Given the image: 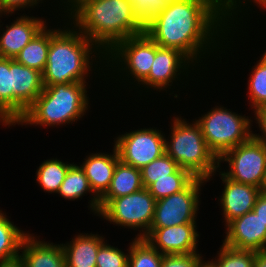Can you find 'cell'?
<instances>
[{"instance_id": "cell-6", "label": "cell", "mask_w": 266, "mask_h": 267, "mask_svg": "<svg viewBox=\"0 0 266 267\" xmlns=\"http://www.w3.org/2000/svg\"><path fill=\"white\" fill-rule=\"evenodd\" d=\"M195 122L200 126L208 148L219 159L226 151L246 142L252 135L253 119L226 107L215 106Z\"/></svg>"}, {"instance_id": "cell-29", "label": "cell", "mask_w": 266, "mask_h": 267, "mask_svg": "<svg viewBox=\"0 0 266 267\" xmlns=\"http://www.w3.org/2000/svg\"><path fill=\"white\" fill-rule=\"evenodd\" d=\"M127 249L129 267H161L163 254L143 238H133Z\"/></svg>"}, {"instance_id": "cell-12", "label": "cell", "mask_w": 266, "mask_h": 267, "mask_svg": "<svg viewBox=\"0 0 266 267\" xmlns=\"http://www.w3.org/2000/svg\"><path fill=\"white\" fill-rule=\"evenodd\" d=\"M191 65L194 66L179 50L160 47L156 44L155 60L149 75L138 86L143 85L142 87L147 88V90L151 88L150 90L153 89L154 91H166L167 88L171 89L173 82L181 80L182 74L188 77L190 68L194 71L195 67Z\"/></svg>"}, {"instance_id": "cell-15", "label": "cell", "mask_w": 266, "mask_h": 267, "mask_svg": "<svg viewBox=\"0 0 266 267\" xmlns=\"http://www.w3.org/2000/svg\"><path fill=\"white\" fill-rule=\"evenodd\" d=\"M225 229L223 244L238 250L266 251V225L254 211L234 219Z\"/></svg>"}, {"instance_id": "cell-38", "label": "cell", "mask_w": 266, "mask_h": 267, "mask_svg": "<svg viewBox=\"0 0 266 267\" xmlns=\"http://www.w3.org/2000/svg\"><path fill=\"white\" fill-rule=\"evenodd\" d=\"M253 211L259 215L260 220L266 225V192L261 191L258 195Z\"/></svg>"}, {"instance_id": "cell-3", "label": "cell", "mask_w": 266, "mask_h": 267, "mask_svg": "<svg viewBox=\"0 0 266 267\" xmlns=\"http://www.w3.org/2000/svg\"><path fill=\"white\" fill-rule=\"evenodd\" d=\"M66 26L50 28V47L42 72L44 86L86 82L88 76L90 78L88 74L94 70V60L97 64L102 61L104 68L105 54L70 22H66Z\"/></svg>"}, {"instance_id": "cell-22", "label": "cell", "mask_w": 266, "mask_h": 267, "mask_svg": "<svg viewBox=\"0 0 266 267\" xmlns=\"http://www.w3.org/2000/svg\"><path fill=\"white\" fill-rule=\"evenodd\" d=\"M88 192L90 194L92 193V198H90L91 200L88 202V207H90L89 209H91L95 215H98L99 198L91 190L88 178L85 176L83 169L80 165L74 164L73 162V164L69 167L57 194L61 195L65 200L75 201Z\"/></svg>"}, {"instance_id": "cell-16", "label": "cell", "mask_w": 266, "mask_h": 267, "mask_svg": "<svg viewBox=\"0 0 266 267\" xmlns=\"http://www.w3.org/2000/svg\"><path fill=\"white\" fill-rule=\"evenodd\" d=\"M224 189L219 197L226 227L234 219L253 211L256 199L261 189L253 185L235 182L227 178L222 171H218Z\"/></svg>"}, {"instance_id": "cell-24", "label": "cell", "mask_w": 266, "mask_h": 267, "mask_svg": "<svg viewBox=\"0 0 266 267\" xmlns=\"http://www.w3.org/2000/svg\"><path fill=\"white\" fill-rule=\"evenodd\" d=\"M7 217L0 210V262L18 257L23 240L29 234V231L26 233L21 230Z\"/></svg>"}, {"instance_id": "cell-37", "label": "cell", "mask_w": 266, "mask_h": 267, "mask_svg": "<svg viewBox=\"0 0 266 267\" xmlns=\"http://www.w3.org/2000/svg\"><path fill=\"white\" fill-rule=\"evenodd\" d=\"M253 118L255 120V123L258 124L259 130H260L259 132H261V134L253 133V135L258 140L266 143V106L257 109L254 112Z\"/></svg>"}, {"instance_id": "cell-44", "label": "cell", "mask_w": 266, "mask_h": 267, "mask_svg": "<svg viewBox=\"0 0 266 267\" xmlns=\"http://www.w3.org/2000/svg\"><path fill=\"white\" fill-rule=\"evenodd\" d=\"M200 267H211L205 260V262Z\"/></svg>"}, {"instance_id": "cell-13", "label": "cell", "mask_w": 266, "mask_h": 267, "mask_svg": "<svg viewBox=\"0 0 266 267\" xmlns=\"http://www.w3.org/2000/svg\"><path fill=\"white\" fill-rule=\"evenodd\" d=\"M197 223H186L165 228H150L145 239L161 254H191L198 252Z\"/></svg>"}, {"instance_id": "cell-18", "label": "cell", "mask_w": 266, "mask_h": 267, "mask_svg": "<svg viewBox=\"0 0 266 267\" xmlns=\"http://www.w3.org/2000/svg\"><path fill=\"white\" fill-rule=\"evenodd\" d=\"M110 153H91L85 158L80 167L93 193L100 199L109 189L114 169L120 160L116 147Z\"/></svg>"}, {"instance_id": "cell-28", "label": "cell", "mask_w": 266, "mask_h": 267, "mask_svg": "<svg viewBox=\"0 0 266 267\" xmlns=\"http://www.w3.org/2000/svg\"><path fill=\"white\" fill-rule=\"evenodd\" d=\"M195 178L190 171L179 167L171 178L156 179L147 189L157 201L184 190Z\"/></svg>"}, {"instance_id": "cell-26", "label": "cell", "mask_w": 266, "mask_h": 267, "mask_svg": "<svg viewBox=\"0 0 266 267\" xmlns=\"http://www.w3.org/2000/svg\"><path fill=\"white\" fill-rule=\"evenodd\" d=\"M0 123L13 125V89L10 58L0 57Z\"/></svg>"}, {"instance_id": "cell-43", "label": "cell", "mask_w": 266, "mask_h": 267, "mask_svg": "<svg viewBox=\"0 0 266 267\" xmlns=\"http://www.w3.org/2000/svg\"><path fill=\"white\" fill-rule=\"evenodd\" d=\"M3 15H5V16H9V14H6V13L3 11L2 4H1V0H0V17H2Z\"/></svg>"}, {"instance_id": "cell-4", "label": "cell", "mask_w": 266, "mask_h": 267, "mask_svg": "<svg viewBox=\"0 0 266 267\" xmlns=\"http://www.w3.org/2000/svg\"><path fill=\"white\" fill-rule=\"evenodd\" d=\"M87 86L88 82L44 86L42 93L16 124L45 128L77 122L89 107Z\"/></svg>"}, {"instance_id": "cell-2", "label": "cell", "mask_w": 266, "mask_h": 267, "mask_svg": "<svg viewBox=\"0 0 266 267\" xmlns=\"http://www.w3.org/2000/svg\"><path fill=\"white\" fill-rule=\"evenodd\" d=\"M68 19L105 55L117 43L145 31L130 0H86Z\"/></svg>"}, {"instance_id": "cell-32", "label": "cell", "mask_w": 266, "mask_h": 267, "mask_svg": "<svg viewBox=\"0 0 266 267\" xmlns=\"http://www.w3.org/2000/svg\"><path fill=\"white\" fill-rule=\"evenodd\" d=\"M248 1H250L251 4L252 2H254V5L258 6V8L261 7L263 10L266 9V0H215V4L220 18L229 28H232L231 26L235 27V24L232 23H234V20L237 19L236 17H238V14H240L241 12L246 13L243 9H245L244 6L245 4H248L246 3ZM242 4L244 6H242Z\"/></svg>"}, {"instance_id": "cell-20", "label": "cell", "mask_w": 266, "mask_h": 267, "mask_svg": "<svg viewBox=\"0 0 266 267\" xmlns=\"http://www.w3.org/2000/svg\"><path fill=\"white\" fill-rule=\"evenodd\" d=\"M104 241L105 238L98 233H80L70 243H62L66 267H96L97 253Z\"/></svg>"}, {"instance_id": "cell-39", "label": "cell", "mask_w": 266, "mask_h": 267, "mask_svg": "<svg viewBox=\"0 0 266 267\" xmlns=\"http://www.w3.org/2000/svg\"><path fill=\"white\" fill-rule=\"evenodd\" d=\"M63 1V2H62ZM84 1L86 0H60V2H62L60 5L62 6L63 4V8H64V12L65 14L67 13V17L69 16V14H71L78 6H80ZM66 5V6H65ZM67 7V10L66 8Z\"/></svg>"}, {"instance_id": "cell-41", "label": "cell", "mask_w": 266, "mask_h": 267, "mask_svg": "<svg viewBox=\"0 0 266 267\" xmlns=\"http://www.w3.org/2000/svg\"><path fill=\"white\" fill-rule=\"evenodd\" d=\"M254 267H266V251L255 252Z\"/></svg>"}, {"instance_id": "cell-30", "label": "cell", "mask_w": 266, "mask_h": 267, "mask_svg": "<svg viewBox=\"0 0 266 267\" xmlns=\"http://www.w3.org/2000/svg\"><path fill=\"white\" fill-rule=\"evenodd\" d=\"M215 259L206 261L211 267H254L255 251L238 250L225 244Z\"/></svg>"}, {"instance_id": "cell-5", "label": "cell", "mask_w": 266, "mask_h": 267, "mask_svg": "<svg viewBox=\"0 0 266 267\" xmlns=\"http://www.w3.org/2000/svg\"><path fill=\"white\" fill-rule=\"evenodd\" d=\"M173 118L170 138H165V152L180 168L187 169L197 178L209 181L221 168L218 158L208 148L200 126L181 116Z\"/></svg>"}, {"instance_id": "cell-35", "label": "cell", "mask_w": 266, "mask_h": 267, "mask_svg": "<svg viewBox=\"0 0 266 267\" xmlns=\"http://www.w3.org/2000/svg\"><path fill=\"white\" fill-rule=\"evenodd\" d=\"M134 15L145 26L160 10L162 5L158 0H130Z\"/></svg>"}, {"instance_id": "cell-27", "label": "cell", "mask_w": 266, "mask_h": 267, "mask_svg": "<svg viewBox=\"0 0 266 267\" xmlns=\"http://www.w3.org/2000/svg\"><path fill=\"white\" fill-rule=\"evenodd\" d=\"M249 74L247 96L250 99V107L255 112L257 109L266 106V51L251 68Z\"/></svg>"}, {"instance_id": "cell-21", "label": "cell", "mask_w": 266, "mask_h": 267, "mask_svg": "<svg viewBox=\"0 0 266 267\" xmlns=\"http://www.w3.org/2000/svg\"><path fill=\"white\" fill-rule=\"evenodd\" d=\"M143 188L141 171L131 165L117 162L111 184L107 192L99 199V212L113 199L137 192Z\"/></svg>"}, {"instance_id": "cell-1", "label": "cell", "mask_w": 266, "mask_h": 267, "mask_svg": "<svg viewBox=\"0 0 266 267\" xmlns=\"http://www.w3.org/2000/svg\"><path fill=\"white\" fill-rule=\"evenodd\" d=\"M231 30L220 18L215 0H178L162 5L144 32L160 47L179 50L197 67L203 57L222 47Z\"/></svg>"}, {"instance_id": "cell-33", "label": "cell", "mask_w": 266, "mask_h": 267, "mask_svg": "<svg viewBox=\"0 0 266 267\" xmlns=\"http://www.w3.org/2000/svg\"><path fill=\"white\" fill-rule=\"evenodd\" d=\"M128 253L115 246L103 242L97 253L96 267H126L128 265Z\"/></svg>"}, {"instance_id": "cell-23", "label": "cell", "mask_w": 266, "mask_h": 267, "mask_svg": "<svg viewBox=\"0 0 266 267\" xmlns=\"http://www.w3.org/2000/svg\"><path fill=\"white\" fill-rule=\"evenodd\" d=\"M47 27L46 25L15 58L18 63L41 73L45 69L50 47V28Z\"/></svg>"}, {"instance_id": "cell-31", "label": "cell", "mask_w": 266, "mask_h": 267, "mask_svg": "<svg viewBox=\"0 0 266 267\" xmlns=\"http://www.w3.org/2000/svg\"><path fill=\"white\" fill-rule=\"evenodd\" d=\"M178 168V164L165 152L140 169L143 187L148 188L156 179L171 178Z\"/></svg>"}, {"instance_id": "cell-19", "label": "cell", "mask_w": 266, "mask_h": 267, "mask_svg": "<svg viewBox=\"0 0 266 267\" xmlns=\"http://www.w3.org/2000/svg\"><path fill=\"white\" fill-rule=\"evenodd\" d=\"M20 257L25 267H66L64 250L60 244L37 240L28 234L22 243Z\"/></svg>"}, {"instance_id": "cell-14", "label": "cell", "mask_w": 266, "mask_h": 267, "mask_svg": "<svg viewBox=\"0 0 266 267\" xmlns=\"http://www.w3.org/2000/svg\"><path fill=\"white\" fill-rule=\"evenodd\" d=\"M13 89V126L44 89L42 73L10 58Z\"/></svg>"}, {"instance_id": "cell-8", "label": "cell", "mask_w": 266, "mask_h": 267, "mask_svg": "<svg viewBox=\"0 0 266 267\" xmlns=\"http://www.w3.org/2000/svg\"><path fill=\"white\" fill-rule=\"evenodd\" d=\"M228 169L222 173L229 179L253 185L263 191L266 180V143L252 135L246 142L226 151L219 159Z\"/></svg>"}, {"instance_id": "cell-34", "label": "cell", "mask_w": 266, "mask_h": 267, "mask_svg": "<svg viewBox=\"0 0 266 267\" xmlns=\"http://www.w3.org/2000/svg\"><path fill=\"white\" fill-rule=\"evenodd\" d=\"M199 252L191 254H165L161 267H200L205 261Z\"/></svg>"}, {"instance_id": "cell-25", "label": "cell", "mask_w": 266, "mask_h": 267, "mask_svg": "<svg viewBox=\"0 0 266 267\" xmlns=\"http://www.w3.org/2000/svg\"><path fill=\"white\" fill-rule=\"evenodd\" d=\"M72 164L57 158L47 159L38 167L35 179L45 192L57 193Z\"/></svg>"}, {"instance_id": "cell-42", "label": "cell", "mask_w": 266, "mask_h": 267, "mask_svg": "<svg viewBox=\"0 0 266 267\" xmlns=\"http://www.w3.org/2000/svg\"><path fill=\"white\" fill-rule=\"evenodd\" d=\"M158 1L160 2L161 5H164V4L172 3L178 0H158Z\"/></svg>"}, {"instance_id": "cell-45", "label": "cell", "mask_w": 266, "mask_h": 267, "mask_svg": "<svg viewBox=\"0 0 266 267\" xmlns=\"http://www.w3.org/2000/svg\"><path fill=\"white\" fill-rule=\"evenodd\" d=\"M263 191L266 192V180H265V183H264V186H263Z\"/></svg>"}, {"instance_id": "cell-11", "label": "cell", "mask_w": 266, "mask_h": 267, "mask_svg": "<svg viewBox=\"0 0 266 267\" xmlns=\"http://www.w3.org/2000/svg\"><path fill=\"white\" fill-rule=\"evenodd\" d=\"M153 128H141L123 133L114 139L120 160L142 169L165 153V134Z\"/></svg>"}, {"instance_id": "cell-9", "label": "cell", "mask_w": 266, "mask_h": 267, "mask_svg": "<svg viewBox=\"0 0 266 267\" xmlns=\"http://www.w3.org/2000/svg\"><path fill=\"white\" fill-rule=\"evenodd\" d=\"M155 55L156 43L144 32L117 43L105 55L104 67H115L118 70L116 73L123 72L128 77H123L124 80L133 78L138 86L149 75Z\"/></svg>"}, {"instance_id": "cell-40", "label": "cell", "mask_w": 266, "mask_h": 267, "mask_svg": "<svg viewBox=\"0 0 266 267\" xmlns=\"http://www.w3.org/2000/svg\"><path fill=\"white\" fill-rule=\"evenodd\" d=\"M0 267H25L23 259L20 257V255L16 258L1 261Z\"/></svg>"}, {"instance_id": "cell-17", "label": "cell", "mask_w": 266, "mask_h": 267, "mask_svg": "<svg viewBox=\"0 0 266 267\" xmlns=\"http://www.w3.org/2000/svg\"><path fill=\"white\" fill-rule=\"evenodd\" d=\"M17 17L0 35V57L15 59L20 51L47 25L43 17ZM5 29V30H4Z\"/></svg>"}, {"instance_id": "cell-36", "label": "cell", "mask_w": 266, "mask_h": 267, "mask_svg": "<svg viewBox=\"0 0 266 267\" xmlns=\"http://www.w3.org/2000/svg\"><path fill=\"white\" fill-rule=\"evenodd\" d=\"M42 1L44 0H1V4L3 11L12 16L13 13L20 11L21 9L24 10L29 7L33 9L34 6H37V4L39 5Z\"/></svg>"}, {"instance_id": "cell-10", "label": "cell", "mask_w": 266, "mask_h": 267, "mask_svg": "<svg viewBox=\"0 0 266 267\" xmlns=\"http://www.w3.org/2000/svg\"><path fill=\"white\" fill-rule=\"evenodd\" d=\"M207 182L196 177L184 190L157 200L150 228L196 223L201 187Z\"/></svg>"}, {"instance_id": "cell-7", "label": "cell", "mask_w": 266, "mask_h": 267, "mask_svg": "<svg viewBox=\"0 0 266 267\" xmlns=\"http://www.w3.org/2000/svg\"><path fill=\"white\" fill-rule=\"evenodd\" d=\"M155 204L156 199L143 187L137 192L113 198L96 216L110 224L138 230L135 238H144L153 222Z\"/></svg>"}]
</instances>
